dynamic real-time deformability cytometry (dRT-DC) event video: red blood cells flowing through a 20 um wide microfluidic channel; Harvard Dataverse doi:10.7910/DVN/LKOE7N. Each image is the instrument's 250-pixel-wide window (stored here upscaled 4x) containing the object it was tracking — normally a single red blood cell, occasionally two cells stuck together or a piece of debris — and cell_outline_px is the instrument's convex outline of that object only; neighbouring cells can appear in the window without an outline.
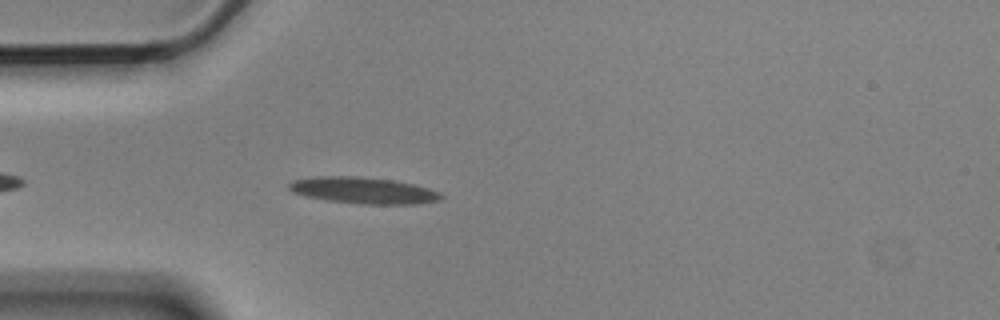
{"species": "Egyptian fruit bat (a non-hibernating species)", "species_latin": "Rousettus aegyptiacus", "temperature_condition": "cold", "stored_images_in_passage": 2, "camera_frame_rate_fps": 3000, "um_per_image_px": 0.085, "animal": {"sex": "male"}, "frame": {"image": 1, "passage_image": 2, "time_ms": 0.333, "image_size_px": [1000, 320], "cell_outline_px": [[444, 196], [440, 200], [416, 204], [360, 204], [328, 200], [308, 196], [292, 192], [288, 188], [288, 184], [292, 180], [316, 176], [352, 176], [392, 180], [412, 184], [428, 188], [440, 192]], "centroid_in_image_um": [30.88, 16.19], "position_along_channel_um": 54.1, "area_um2": 23.29}}